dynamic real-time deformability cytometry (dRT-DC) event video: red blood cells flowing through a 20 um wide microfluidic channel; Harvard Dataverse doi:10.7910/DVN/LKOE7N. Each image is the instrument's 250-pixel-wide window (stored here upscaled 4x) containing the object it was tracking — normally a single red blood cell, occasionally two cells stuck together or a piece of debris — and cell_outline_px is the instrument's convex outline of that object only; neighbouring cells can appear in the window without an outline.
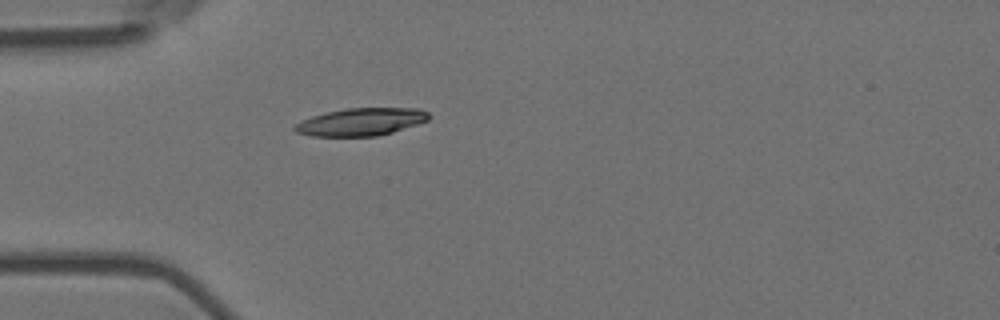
{"species": "Egyptian fruit bat (a non-hibernating species)", "species_latin": "Rousettus aegyptiacus", "temperature_condition": "room temperature", "stored_images_in_passage": 4, "camera_frame_rate_fps": 3000, "um_per_image_px": 0.085, "animal": {"sex": "female"}, "frame": {"image": 1, "passage_image": 4, "time_ms": 1.0, "image_size_px": [1000, 320], "cell_outline_px": [[432, 116], [428, 120], [392, 132], [376, 136], [312, 136], [296, 132], [292, 128], [300, 120], [312, 116], [328, 112], [348, 108], [420, 108], [428, 112]], "centroid_in_image_um": [30.69, 10.35], "position_along_channel_um": 54.3, "area_um2": 21.5}}